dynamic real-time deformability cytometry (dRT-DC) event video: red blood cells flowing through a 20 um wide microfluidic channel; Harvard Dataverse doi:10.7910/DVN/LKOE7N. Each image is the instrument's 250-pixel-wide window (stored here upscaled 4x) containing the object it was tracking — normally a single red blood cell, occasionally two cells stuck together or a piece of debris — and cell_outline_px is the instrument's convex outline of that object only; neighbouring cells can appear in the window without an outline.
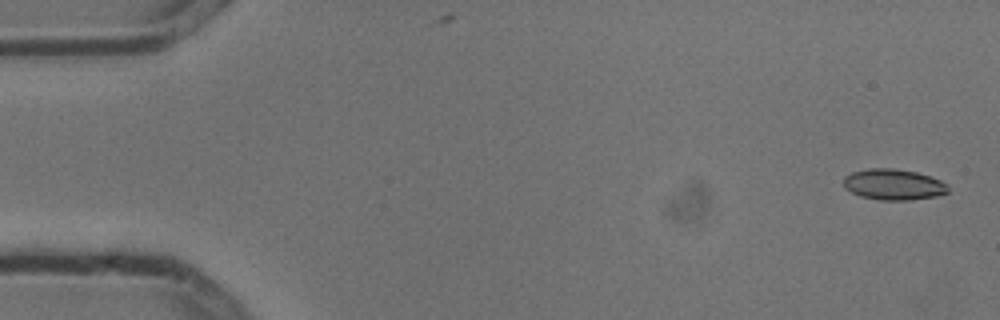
{"species": "common noctule bat (a hibernating species)", "species_latin": "Nyctalus noctula", "temperature_condition": "cold", "stored_images_in_passage": 5, "camera_frame_rate_fps": 3000, "um_per_image_px": 0.085, "animal": {"sex": "male", "body_mass_g": 13.3}, "frame": {"image": 1, "passage_image": 1, "time_ms": 0.0, "image_size_px": [1000, 320], "cell_outline_px": [[948, 192], [936, 196], [908, 200], [880, 200], [860, 196], [844, 188], [844, 176], [852, 172], [868, 168], [892, 168], [916, 172], [940, 180], [948, 184]], "centroid_in_image_um": [75.93, 15.68], "position_along_channel_um": 9.1, "area_um2": 18.79}}